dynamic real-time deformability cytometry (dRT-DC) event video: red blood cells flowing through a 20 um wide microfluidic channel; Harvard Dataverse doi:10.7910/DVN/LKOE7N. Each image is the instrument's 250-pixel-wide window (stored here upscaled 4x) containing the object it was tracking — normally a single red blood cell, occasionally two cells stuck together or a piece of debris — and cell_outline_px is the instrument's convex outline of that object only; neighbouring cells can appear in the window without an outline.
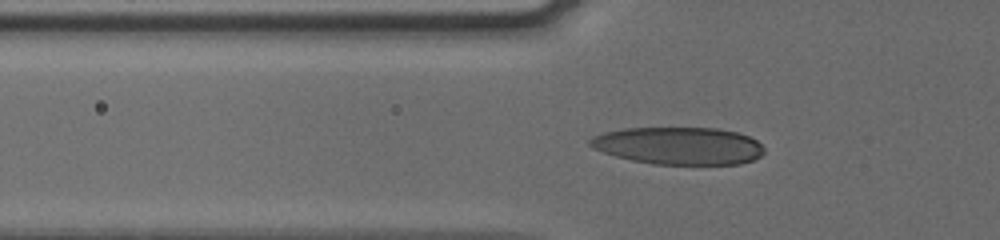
{"species": "human", "species_latin": "Homo sapiens", "temperature_condition": "cold", "stored_images_in_passage": 54, "camera_frame_rate_fps": 3000, "um_per_image_px": 0.085, "donor": {"sex": "male"}, "frame": {"image": 1, "passage_image": 20, "time_ms": 6.333, "image_size_px": [1000, 240], "cell_outline_px": [[764, 152], [760, 156], [752, 160], [740, 164], [652, 164], [632, 160], [616, 156], [604, 152], [588, 144], [588, 140], [592, 136], [604, 132], [624, 128], [716, 128], [736, 132], [748, 136], [756, 140], [764, 148]], "centroid_in_image_um": [57.69, 12.39], "position_along_channel_um": 68.1, "area_um2": 37.86}}
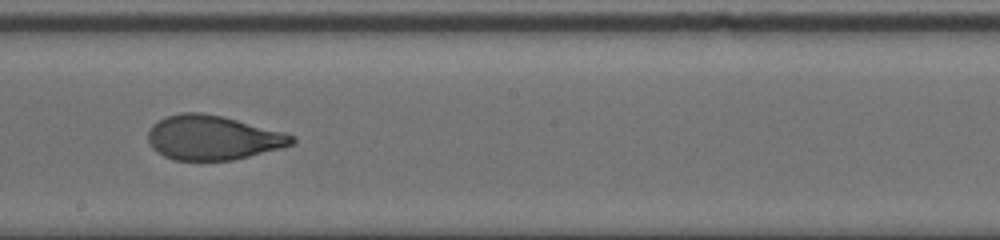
{"frame": {"image": 2, "passage_image": 33, "time_ms": 10.667, "image_size_px": [1000, 240], "cell_outline_px": [[296, 140], [292, 144], [280, 148], [232, 160], [172, 160], [156, 152], [152, 148], [148, 140], [148, 132], [152, 124], [168, 116], [180, 112], [200, 112], [220, 116], [284, 132], [296, 136]], "centroid_in_image_um": [18.06, 11.7], "position_along_channel_um": 230.1, "area_um2": 36.99}}
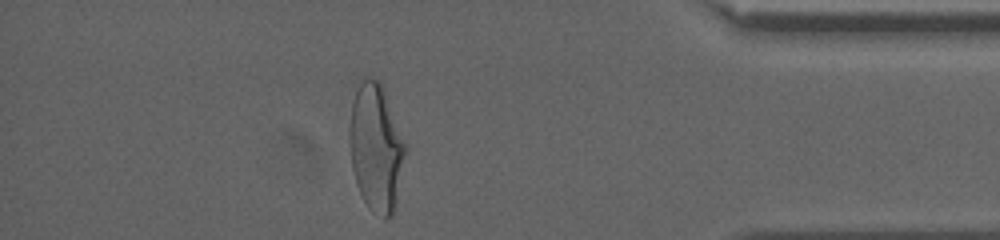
{"frame": {"image": 3, "passage_image": 49, "time_ms": 16.0, "image_size_px": [1000, 240], "cell_outline_px": [[408, 148], [396, 204], [392, 216], [388, 220], [384, 220], [372, 212], [368, 208], [356, 184], [352, 168], [348, 132], [352, 104], [360, 80], [364, 76], [368, 76], [380, 80]], "centroid_in_image_um": [31.98, 12.58], "position_along_channel_um": 403.2, "area_um2": 42.19}}